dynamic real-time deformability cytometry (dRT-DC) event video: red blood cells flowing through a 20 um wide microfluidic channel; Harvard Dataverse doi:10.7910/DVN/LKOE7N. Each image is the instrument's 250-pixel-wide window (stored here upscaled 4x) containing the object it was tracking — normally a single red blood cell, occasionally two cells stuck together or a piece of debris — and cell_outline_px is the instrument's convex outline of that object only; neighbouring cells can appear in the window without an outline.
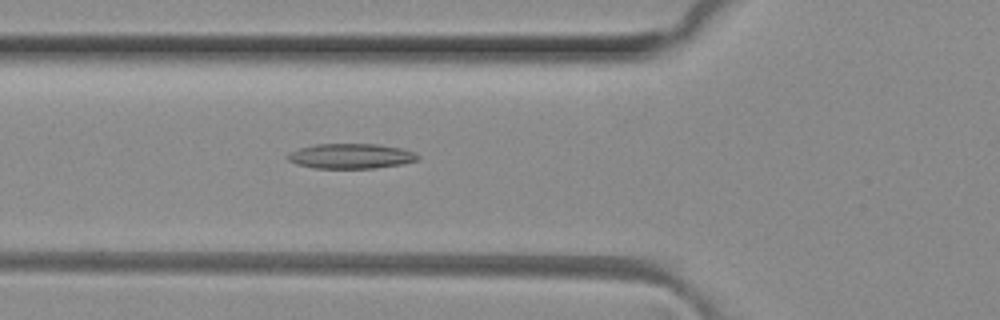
{"species": "common noctule bat (a hibernating species)", "species_latin": "Nyctalus noctula", "temperature_condition": "room temperature", "stored_images_in_passage": 40, "camera_frame_rate_fps": 3000, "um_per_image_px": 0.085, "animal": {"sex": "female", "body_mass_g": 29.2, "forearm_length_mm": 56.3}, "frame": {"image": 1, "passage_image": 8, "time_ms": 2.333, "image_size_px": [1000, 320], "cell_outline_px": [[420, 160], [404, 164], [372, 168], [316, 168], [296, 164], [288, 160], [284, 156], [288, 152], [300, 148], [316, 144], [376, 144], [400, 148], [412, 152], [420, 156]], "centroid_in_image_um": [29.8, 13.27], "position_along_channel_um": 96.0, "area_um2": 19.02}}
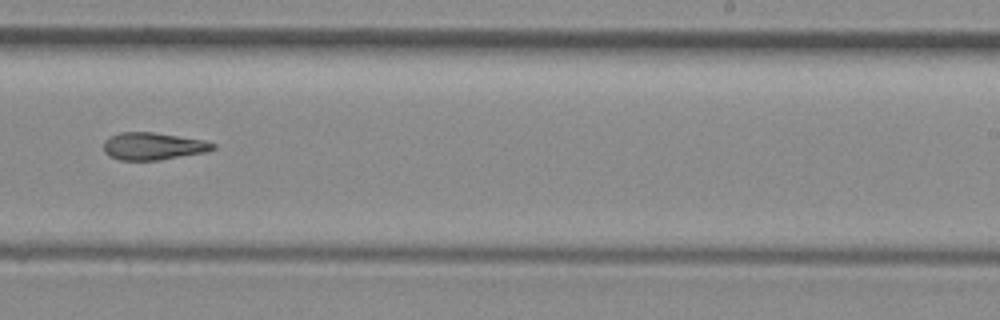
{"frame": {"image": 2, "passage_image": 21, "time_ms": 6.667, "image_size_px": [1000, 320], "cell_outline_px": [[216, 148], [204, 152], [160, 160], [120, 160], [108, 156], [104, 152], [104, 140], [120, 132], [152, 132], [204, 140], [216, 144]], "centroid_in_image_um": [12.99, 12.43], "position_along_channel_um": 276.0, "area_um2": 17.34}}
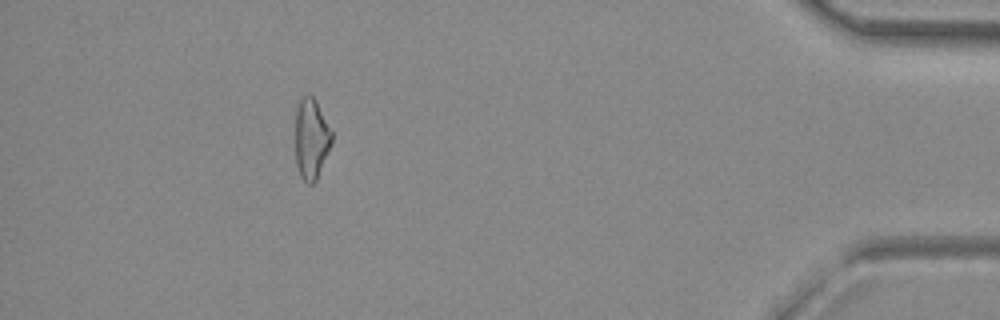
{"frame": {"image": 3, "passage_image": 35, "time_ms": 11.333, "image_size_px": [1000, 320], "cell_outline_px": [[332, 144], [316, 180], [312, 184], [308, 184], [300, 176], [296, 164], [296, 108], [300, 96], [312, 96], [316, 100], [332, 132]], "centroid_in_image_um": [26.46, 11.79], "position_along_channel_um": 408.7, "area_um2": 17.11}}